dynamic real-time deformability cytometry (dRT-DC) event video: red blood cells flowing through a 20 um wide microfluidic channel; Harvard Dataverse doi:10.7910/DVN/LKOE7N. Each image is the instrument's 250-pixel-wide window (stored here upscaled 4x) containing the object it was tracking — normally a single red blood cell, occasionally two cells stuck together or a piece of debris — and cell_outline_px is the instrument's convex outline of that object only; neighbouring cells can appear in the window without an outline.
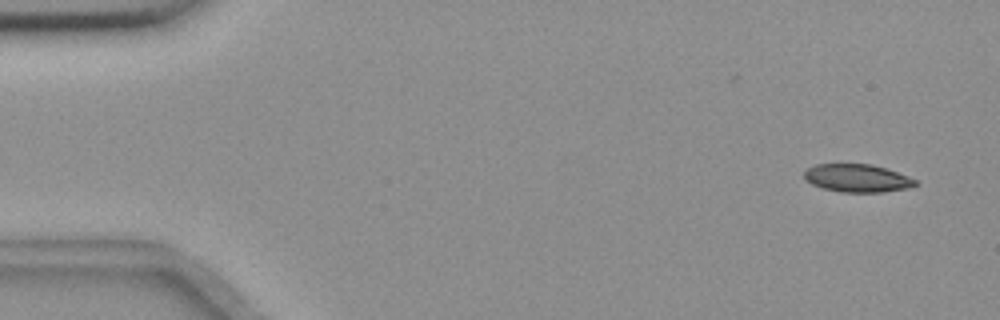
{"species": "common noctule bat (a hibernating species)", "species_latin": "Nyctalus noctula", "temperature_condition": "room temperature", "stored_images_in_passage": 53, "camera_frame_rate_fps": 3000, "um_per_image_px": 0.085, "animal": {"sex": "female", "body_mass_g": 18.4}, "frame": {"image": 1, "passage_image": 1, "time_ms": 0.0, "image_size_px": [1000, 320], "cell_outline_px": [[916, 184], [908, 188], [880, 192], [840, 192], [824, 188], [812, 184], [804, 180], [804, 172], [808, 168], [816, 164], [872, 164], [908, 176], [916, 180]], "centroid_in_image_um": [72.83, 15.14], "position_along_channel_um": 12.2, "area_um2": 17.92}}
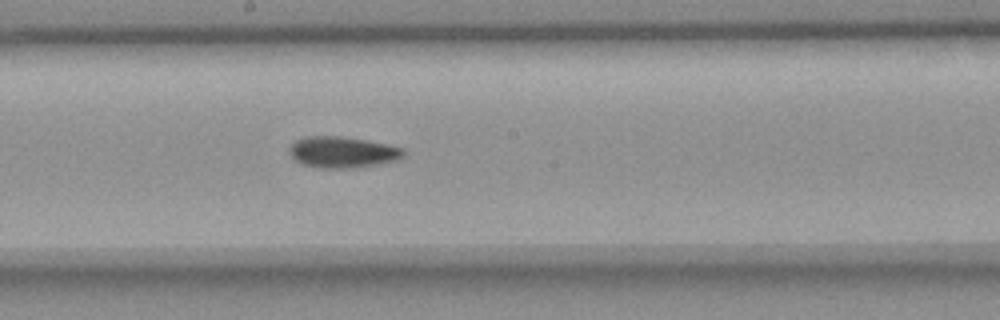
{"frame": {"image": 2, "passage_image": 28, "time_ms": 9.0, "image_size_px": [1000, 320], "cell_outline_px": [[404, 156], [396, 160], [380, 164], [352, 168], [320, 168], [304, 164], [296, 160], [288, 152], [288, 148], [296, 140], [304, 136], [340, 136], [364, 140], [404, 148]], "centroid_in_image_um": [29.09, 12.93], "position_along_channel_um": 219.1, "area_um2": 20.63}}
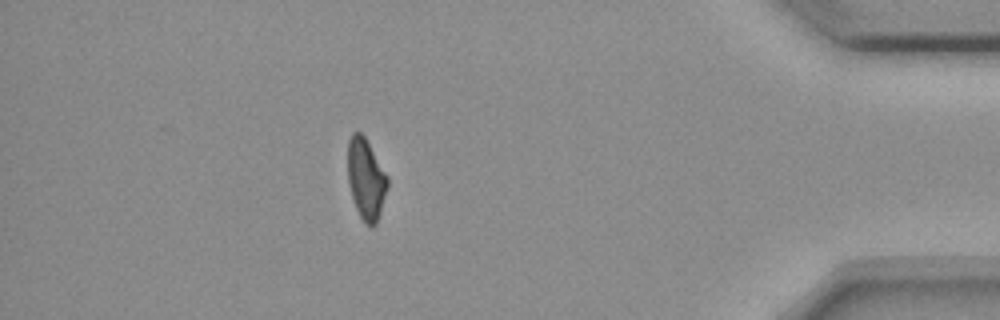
{"frame": {"image": 3, "passage_image": 47, "time_ms": 15.333, "image_size_px": [1000, 320], "cell_outline_px": [[388, 188], [376, 224], [368, 224], [360, 216], [356, 208], [352, 196], [348, 180], [348, 140], [352, 132], [360, 132], [364, 136], [388, 176]], "centroid_in_image_um": [31.11, 15.17], "position_along_channel_um": 404.1, "area_um2": 18.44}, "authors_computed_cell_mechanics": {"area_um2": 19.5942, "velocity_mm_per_s": 3.6482, "shape_relaxation_time_tau1_ms": 6.1681, "shape_relaxation_time_tau2_ms": null, "deformation_change_tau1": 0.1587, "deformation_change_tau2": null}}